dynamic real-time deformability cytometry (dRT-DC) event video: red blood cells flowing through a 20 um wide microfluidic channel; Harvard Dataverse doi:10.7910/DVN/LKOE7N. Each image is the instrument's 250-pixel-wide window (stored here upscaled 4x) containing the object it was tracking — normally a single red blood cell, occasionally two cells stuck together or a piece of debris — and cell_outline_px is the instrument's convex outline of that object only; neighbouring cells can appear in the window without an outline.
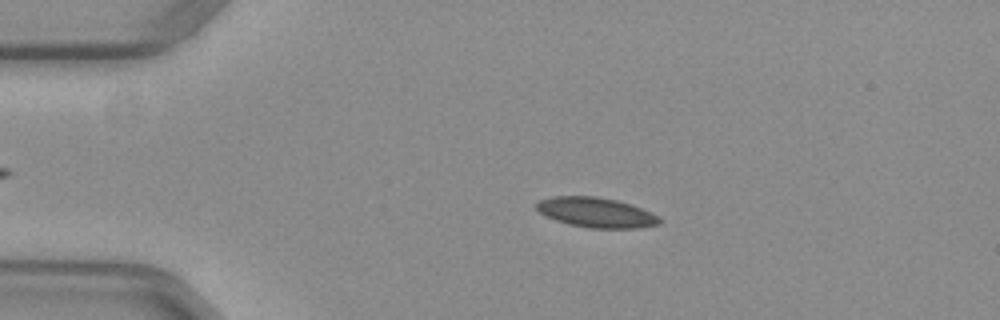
{"species": "common noctule bat (a hibernating species)", "species_latin": "Nyctalus noctula", "temperature_condition": "warm", "stored_images_in_passage": 46, "camera_frame_rate_fps": 3000, "um_per_image_px": 0.085, "animal": {"sex": "female", "body_mass_g": 29.2, "forearm_length_mm": 56.3}, "frame": {"image": 1, "passage_image": 11, "time_ms": 3.333, "image_size_px": [1000, 320], "cell_outline_px": [[660, 224], [640, 228], [588, 228], [568, 224], [556, 220], [540, 212], [536, 208], [536, 204], [540, 200], [552, 196], [596, 196], [616, 200], [632, 204], [656, 216], [660, 220]], "centroid_in_image_um": [50.65, 18.06], "position_along_channel_um": 34.3, "area_um2": 21.27}}
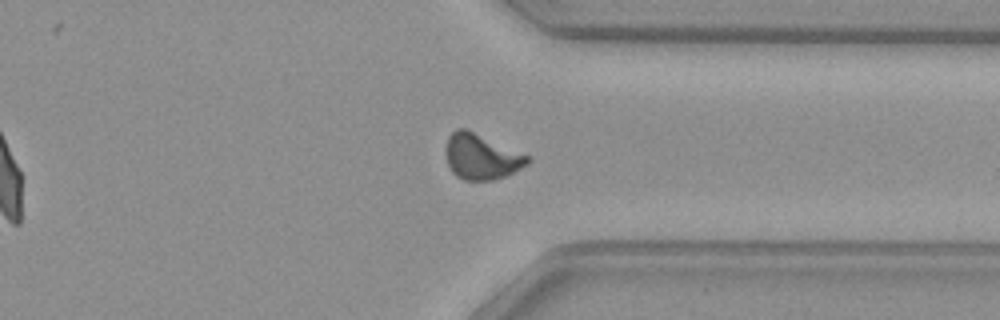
{"frame": {"image": 2, "passage_image": 40, "time_ms": 13.0, "image_size_px": [1000, 320], "cell_outline_px": [[532, 160], [528, 164], [504, 176], [492, 180], [464, 180], [456, 176], [452, 172], [448, 164], [444, 152], [448, 136], [456, 128], [464, 128], [528, 156]], "centroid_in_image_um": [40.86, 13.33], "position_along_channel_um": 370.5, "area_um2": 21.33}}
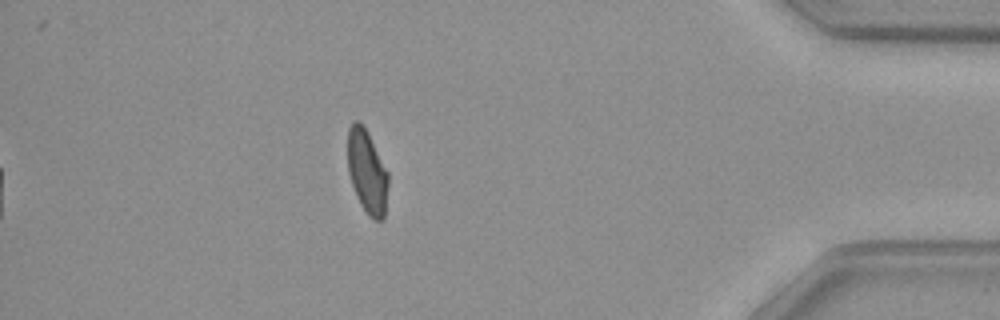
{"frame": {"image": 3, "passage_image": 46, "time_ms": 15.0, "image_size_px": [1000, 320], "cell_outline_px": [[388, 184], [384, 220], [372, 220], [368, 216], [360, 204], [356, 196], [348, 172], [348, 128], [356, 120], [360, 120], [368, 132], [388, 172]], "centroid_in_image_um": [31.2, 14.61], "position_along_channel_um": 404.0, "area_um2": 19.88}, "authors_computed_cell_mechanics": {"area_um2": 20.9236, "velocity_mm_per_s": 3.9643, "shape_relaxation_time_tau1_ms": null, "shape_relaxation_time_tau2_ms": 0.8837, "deformation_change_tau1": null, "deformation_change_tau2": 0.0558}}